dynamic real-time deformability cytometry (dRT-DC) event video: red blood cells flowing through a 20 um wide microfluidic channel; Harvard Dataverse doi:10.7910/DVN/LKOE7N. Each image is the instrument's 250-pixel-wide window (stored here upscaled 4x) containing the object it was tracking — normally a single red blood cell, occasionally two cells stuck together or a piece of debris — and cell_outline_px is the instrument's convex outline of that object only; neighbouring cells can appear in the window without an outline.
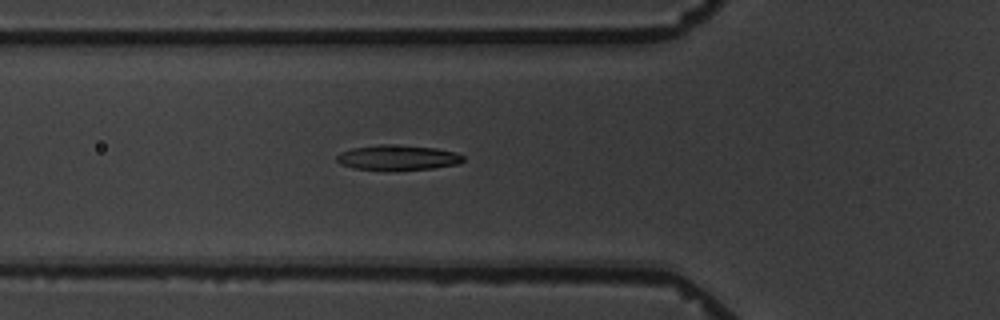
{"species": "common noctule bat (a hibernating species)", "species_latin": "Nyctalus noctula", "temperature_condition": "warm", "stored_images_in_passage": 4, "camera_frame_rate_fps": 3000, "um_per_image_px": 0.085, "animal": {"sex": "male", "body_mass_g": 19.5, "forearm_length_mm": 54.6}, "frame": {"image": 1, "passage_image": 4, "time_ms": 3.333, "image_size_px": [1000, 320], "cell_outline_px": [[464, 160], [460, 164], [432, 168], [352, 168], [340, 164], [336, 160], [336, 156], [340, 152], [352, 148], [380, 144], [388, 144], [436, 148], [456, 152], [464, 156]], "centroid_in_image_um": [33.82, 13.36], "position_along_channel_um": 92.0, "area_um2": 17.92}}